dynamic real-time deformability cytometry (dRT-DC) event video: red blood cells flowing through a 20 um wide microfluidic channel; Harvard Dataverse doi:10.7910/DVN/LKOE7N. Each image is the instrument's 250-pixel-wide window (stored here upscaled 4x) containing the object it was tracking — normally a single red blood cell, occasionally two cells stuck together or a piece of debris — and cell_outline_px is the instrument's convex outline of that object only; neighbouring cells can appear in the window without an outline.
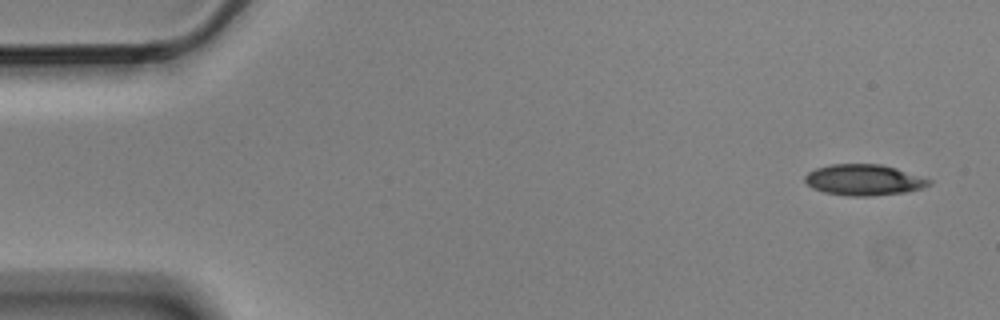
{"species": "Egyptian fruit bat (a non-hibernating species)", "species_latin": "Rousettus aegyptiacus", "temperature_condition": "cold", "stored_images_in_passage": 8, "camera_frame_rate_fps": 3000, "um_per_image_px": 0.085, "animal": {"sex": "male"}, "frame": {"image": 1, "passage_image": 1, "time_ms": 0.0, "image_size_px": [1000, 320], "cell_outline_px": [[932, 184], [924, 188], [904, 192], [872, 196], [848, 196], [824, 192], [812, 188], [804, 180], [804, 176], [808, 172], [816, 168], [832, 164], [880, 164], [896, 168], [932, 180]], "centroid_in_image_um": [73.43, 15.29], "position_along_channel_um": 11.6, "area_um2": 22.43}}
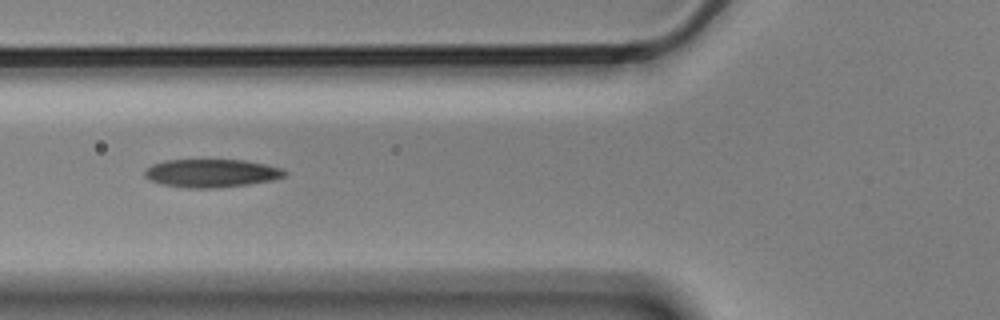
{"frame": {"image": 2, "passage_image": 6, "time_ms": 1.667, "image_size_px": [1000, 320], "cell_outline_px": [[288, 172], [284, 176], [272, 180], [248, 184], [220, 188], [184, 188], [164, 184], [148, 180], [144, 176], [144, 168], [152, 164], [164, 160], [244, 160], [264, 164], [280, 168]], "centroid_in_image_um": [17.92, 14.72], "position_along_channel_um": 107.9, "area_um2": 23.06}}
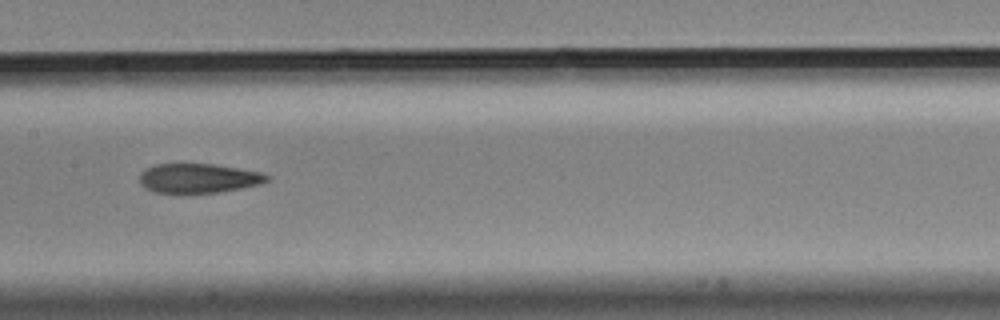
{"frame": {"image": 3, "passage_image": 8, "time_ms": 2.333, "image_size_px": [1000, 320], "cell_outline_px": [[272, 176], [268, 180], [260, 184], [240, 188], [216, 192], [156, 192], [144, 188], [140, 184], [140, 172], [156, 164], [216, 164], [264, 172]], "centroid_in_image_um": [16.91, 15.13], "position_along_channel_um": 190.5, "area_um2": 21.73}}